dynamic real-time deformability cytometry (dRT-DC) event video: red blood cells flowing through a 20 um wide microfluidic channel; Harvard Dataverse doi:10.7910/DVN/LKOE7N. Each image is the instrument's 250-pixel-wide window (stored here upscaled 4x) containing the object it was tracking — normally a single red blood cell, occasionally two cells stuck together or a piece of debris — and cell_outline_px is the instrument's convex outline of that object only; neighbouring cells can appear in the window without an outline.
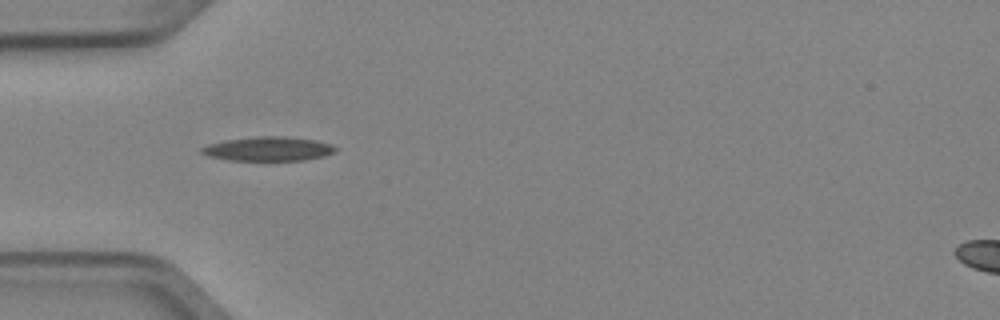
{"species": "Egyptian fruit bat (a non-hibernating species)", "species_latin": "Rousettus aegyptiacus", "temperature_condition": "cold", "stored_images_in_passage": 3, "camera_frame_rate_fps": 3000, "um_per_image_px": 0.085, "animal": {"sex": "female"}, "frame": {"image": 1, "passage_image": 1, "time_ms": 0.0, "image_size_px": [1000, 320], "cell_outline_px": [[336, 148], [332, 152], [324, 156], [304, 160], [228, 160], [208, 156], [200, 152], [200, 148], [208, 144], [228, 140], [256, 136], [284, 136], [316, 140], [332, 144]], "centroid_in_image_um": [22.79, 12.65], "position_along_channel_um": 62.2, "area_um2": 18.73}}
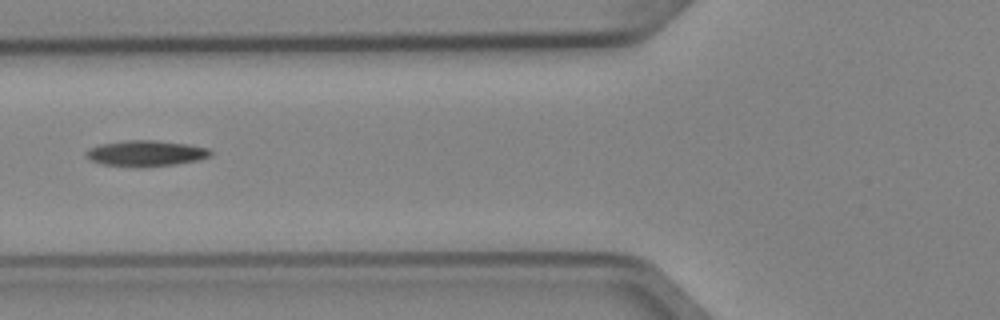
{"frame": {"image": 2, "passage_image": 2, "time_ms": 0.333, "image_size_px": [1000, 320], "cell_outline_px": [[212, 156], [200, 160], [176, 164], [136, 168], [100, 164], [88, 160], [84, 156], [84, 152], [88, 148], [100, 144], [124, 140], [156, 140], [188, 144], [208, 148], [212, 152]], "centroid_in_image_um": [12.35, 13.04], "position_along_channel_um": 113.5, "area_um2": 19.31}}
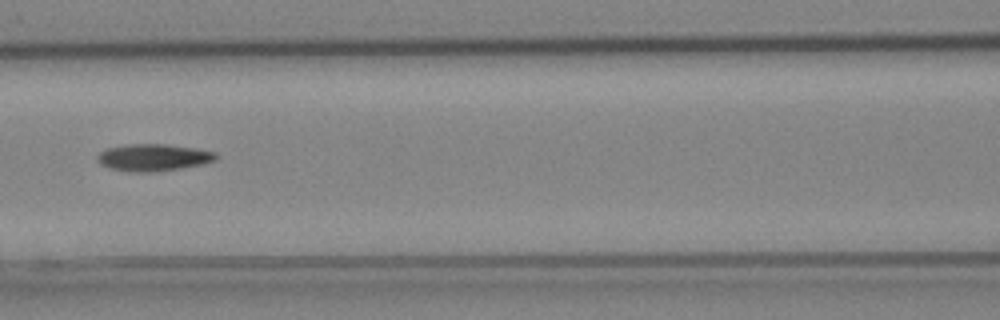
{"frame": {"image": 3, "passage_image": 3, "time_ms": 0.667, "image_size_px": [1000, 320], "cell_outline_px": [[216, 156], [212, 160], [200, 164], [180, 168], [152, 172], [136, 172], [112, 168], [104, 164], [96, 156], [100, 152], [108, 148], [128, 144], [164, 144], [196, 148], [216, 152]], "centroid_in_image_um": [13.04, 13.37], "position_along_channel_um": 153.6, "area_um2": 18.09}}